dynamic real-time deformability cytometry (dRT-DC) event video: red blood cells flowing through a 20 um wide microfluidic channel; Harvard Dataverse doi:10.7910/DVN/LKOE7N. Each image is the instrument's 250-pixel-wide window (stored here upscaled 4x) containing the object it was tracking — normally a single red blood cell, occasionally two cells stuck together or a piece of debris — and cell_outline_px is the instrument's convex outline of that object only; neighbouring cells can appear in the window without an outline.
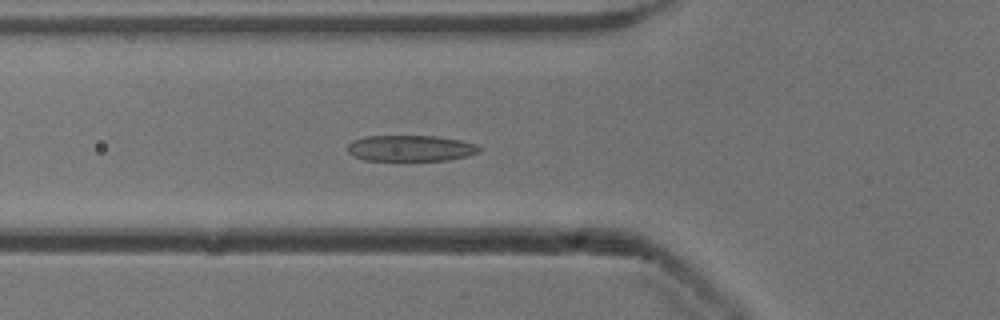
{"species": "common noctule bat (a hibernating species)", "species_latin": "Nyctalus noctula", "temperature_condition": "cold", "stored_images_in_passage": 54, "camera_frame_rate_fps": 3000, "um_per_image_px": 0.085, "animal": {"sex": "male", "body_mass_g": 13.3}, "frame": {"image": 1, "passage_image": 19, "time_ms": 6.0, "image_size_px": [1000, 320], "cell_outline_px": [[480, 152], [468, 156], [448, 160], [364, 160], [352, 156], [348, 152], [348, 144], [352, 140], [364, 136], [436, 136], [460, 140], [476, 144], [480, 148]], "centroid_in_image_um": [34.88, 12.6], "position_along_channel_um": 90.9, "area_um2": 20.06}}
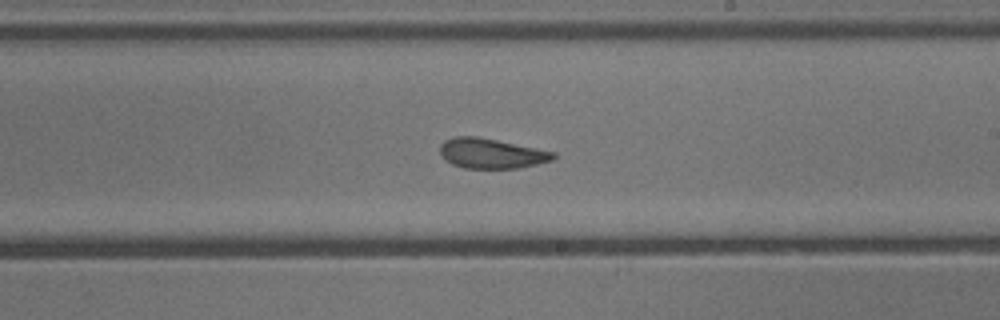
{"frame": {"image": 2, "passage_image": 31, "time_ms": 10.0, "image_size_px": [1000, 320], "cell_outline_px": [[556, 156], [552, 160], [520, 168], [464, 168], [452, 164], [444, 160], [440, 156], [440, 144], [444, 140], [456, 136], [476, 136], [556, 152]], "centroid_in_image_um": [41.72, 13.04], "position_along_channel_um": 247.3, "area_um2": 19.83}}
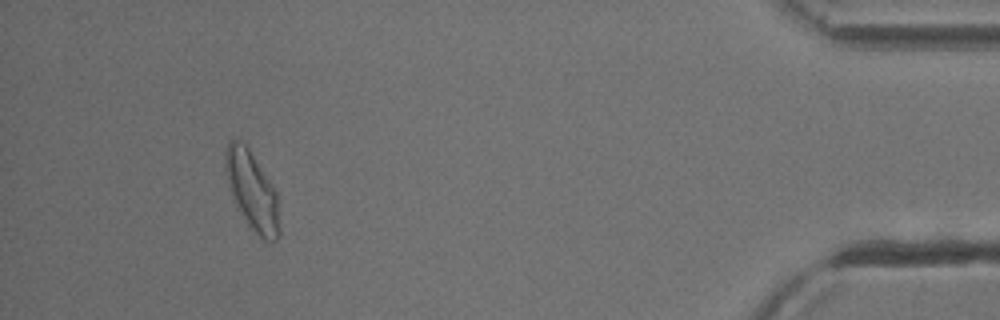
{"frame": {"image": 3, "passage_image": 49, "time_ms": 16.0, "image_size_px": [1000, 320], "cell_outline_px": [[280, 236], [272, 244], [264, 240], [248, 228], [236, 204], [228, 180], [224, 164], [224, 152], [228, 140], [240, 140], [248, 148], [276, 192], [280, 232]], "centroid_in_image_um": [21.43, 16.28], "position_along_channel_um": 413.8, "area_um2": 24.51}, "authors_computed_cell_mechanics": {"area_um2": 21.4727, "velocity_mm_per_s": 3.895, "shape_relaxation_time_tau1_ms": 3.1011, "shape_relaxation_time_tau2_ms": 1.6018, "deformation_change_tau1": 0.1257, "deformation_change_tau2": 0.0968}}